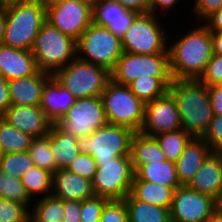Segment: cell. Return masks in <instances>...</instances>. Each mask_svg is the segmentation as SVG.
<instances>
[{
    "label": "cell",
    "instance_id": "1",
    "mask_svg": "<svg viewBox=\"0 0 222 222\" xmlns=\"http://www.w3.org/2000/svg\"><path fill=\"white\" fill-rule=\"evenodd\" d=\"M190 24L187 32L177 31L180 35H176L178 38L174 36V40L169 33L168 50L173 80H198L213 56L211 32L202 22Z\"/></svg>",
    "mask_w": 222,
    "mask_h": 222
},
{
    "label": "cell",
    "instance_id": "2",
    "mask_svg": "<svg viewBox=\"0 0 222 222\" xmlns=\"http://www.w3.org/2000/svg\"><path fill=\"white\" fill-rule=\"evenodd\" d=\"M168 91L177 103L182 128L201 138L214 116L208 87L198 80H172Z\"/></svg>",
    "mask_w": 222,
    "mask_h": 222
},
{
    "label": "cell",
    "instance_id": "3",
    "mask_svg": "<svg viewBox=\"0 0 222 222\" xmlns=\"http://www.w3.org/2000/svg\"><path fill=\"white\" fill-rule=\"evenodd\" d=\"M6 26L2 44L32 50L46 22V8L39 0H5Z\"/></svg>",
    "mask_w": 222,
    "mask_h": 222
},
{
    "label": "cell",
    "instance_id": "4",
    "mask_svg": "<svg viewBox=\"0 0 222 222\" xmlns=\"http://www.w3.org/2000/svg\"><path fill=\"white\" fill-rule=\"evenodd\" d=\"M31 51L38 70L54 75L77 57V41L46 21L37 34Z\"/></svg>",
    "mask_w": 222,
    "mask_h": 222
},
{
    "label": "cell",
    "instance_id": "5",
    "mask_svg": "<svg viewBox=\"0 0 222 222\" xmlns=\"http://www.w3.org/2000/svg\"><path fill=\"white\" fill-rule=\"evenodd\" d=\"M100 97L107 123L140 132L144 124L145 103L132 93L129 86L111 80Z\"/></svg>",
    "mask_w": 222,
    "mask_h": 222
},
{
    "label": "cell",
    "instance_id": "6",
    "mask_svg": "<svg viewBox=\"0 0 222 222\" xmlns=\"http://www.w3.org/2000/svg\"><path fill=\"white\" fill-rule=\"evenodd\" d=\"M161 22L163 19L157 15L139 14L121 38L123 51L132 54L169 53L168 32L172 30L166 28V21L165 25Z\"/></svg>",
    "mask_w": 222,
    "mask_h": 222
},
{
    "label": "cell",
    "instance_id": "7",
    "mask_svg": "<svg viewBox=\"0 0 222 222\" xmlns=\"http://www.w3.org/2000/svg\"><path fill=\"white\" fill-rule=\"evenodd\" d=\"M76 99L100 96L111 81V72L76 57L53 75Z\"/></svg>",
    "mask_w": 222,
    "mask_h": 222
},
{
    "label": "cell",
    "instance_id": "8",
    "mask_svg": "<svg viewBox=\"0 0 222 222\" xmlns=\"http://www.w3.org/2000/svg\"><path fill=\"white\" fill-rule=\"evenodd\" d=\"M134 132L127 127L107 123L92 134L78 138L80 153L90 154L96 162H107L119 156H131Z\"/></svg>",
    "mask_w": 222,
    "mask_h": 222
},
{
    "label": "cell",
    "instance_id": "9",
    "mask_svg": "<svg viewBox=\"0 0 222 222\" xmlns=\"http://www.w3.org/2000/svg\"><path fill=\"white\" fill-rule=\"evenodd\" d=\"M121 38L104 26L91 23L77 41V57L108 69H114L123 54Z\"/></svg>",
    "mask_w": 222,
    "mask_h": 222
},
{
    "label": "cell",
    "instance_id": "10",
    "mask_svg": "<svg viewBox=\"0 0 222 222\" xmlns=\"http://www.w3.org/2000/svg\"><path fill=\"white\" fill-rule=\"evenodd\" d=\"M92 180L95 196L108 200H123L130 194L135 172L131 156H119L107 162H96Z\"/></svg>",
    "mask_w": 222,
    "mask_h": 222
},
{
    "label": "cell",
    "instance_id": "11",
    "mask_svg": "<svg viewBox=\"0 0 222 222\" xmlns=\"http://www.w3.org/2000/svg\"><path fill=\"white\" fill-rule=\"evenodd\" d=\"M140 77L172 78L169 53L132 54L123 52L111 71V80L119 85L128 86Z\"/></svg>",
    "mask_w": 222,
    "mask_h": 222
},
{
    "label": "cell",
    "instance_id": "12",
    "mask_svg": "<svg viewBox=\"0 0 222 222\" xmlns=\"http://www.w3.org/2000/svg\"><path fill=\"white\" fill-rule=\"evenodd\" d=\"M107 124L100 96L76 99L57 125L68 134L84 137Z\"/></svg>",
    "mask_w": 222,
    "mask_h": 222
},
{
    "label": "cell",
    "instance_id": "13",
    "mask_svg": "<svg viewBox=\"0 0 222 222\" xmlns=\"http://www.w3.org/2000/svg\"><path fill=\"white\" fill-rule=\"evenodd\" d=\"M92 0H67L46 9V21L78 41L92 23Z\"/></svg>",
    "mask_w": 222,
    "mask_h": 222
},
{
    "label": "cell",
    "instance_id": "14",
    "mask_svg": "<svg viewBox=\"0 0 222 222\" xmlns=\"http://www.w3.org/2000/svg\"><path fill=\"white\" fill-rule=\"evenodd\" d=\"M219 202L186 186L174 191L170 207L171 222H204L217 209Z\"/></svg>",
    "mask_w": 222,
    "mask_h": 222
},
{
    "label": "cell",
    "instance_id": "15",
    "mask_svg": "<svg viewBox=\"0 0 222 222\" xmlns=\"http://www.w3.org/2000/svg\"><path fill=\"white\" fill-rule=\"evenodd\" d=\"M181 128L178 106L169 91L161 97L145 103L144 124L140 130L142 134L154 137Z\"/></svg>",
    "mask_w": 222,
    "mask_h": 222
},
{
    "label": "cell",
    "instance_id": "16",
    "mask_svg": "<svg viewBox=\"0 0 222 222\" xmlns=\"http://www.w3.org/2000/svg\"><path fill=\"white\" fill-rule=\"evenodd\" d=\"M92 23L104 26L122 38L138 12L123 7L117 0L92 1Z\"/></svg>",
    "mask_w": 222,
    "mask_h": 222
},
{
    "label": "cell",
    "instance_id": "17",
    "mask_svg": "<svg viewBox=\"0 0 222 222\" xmlns=\"http://www.w3.org/2000/svg\"><path fill=\"white\" fill-rule=\"evenodd\" d=\"M1 118L33 138L46 136L53 125L39 105H11Z\"/></svg>",
    "mask_w": 222,
    "mask_h": 222
},
{
    "label": "cell",
    "instance_id": "18",
    "mask_svg": "<svg viewBox=\"0 0 222 222\" xmlns=\"http://www.w3.org/2000/svg\"><path fill=\"white\" fill-rule=\"evenodd\" d=\"M187 186L220 202L222 199V153L211 152Z\"/></svg>",
    "mask_w": 222,
    "mask_h": 222
},
{
    "label": "cell",
    "instance_id": "19",
    "mask_svg": "<svg viewBox=\"0 0 222 222\" xmlns=\"http://www.w3.org/2000/svg\"><path fill=\"white\" fill-rule=\"evenodd\" d=\"M51 195L67 201H78L95 196L92 181L68 169H58L52 174Z\"/></svg>",
    "mask_w": 222,
    "mask_h": 222
},
{
    "label": "cell",
    "instance_id": "20",
    "mask_svg": "<svg viewBox=\"0 0 222 222\" xmlns=\"http://www.w3.org/2000/svg\"><path fill=\"white\" fill-rule=\"evenodd\" d=\"M76 98L52 75L43 85L40 107L47 118L57 124L74 104Z\"/></svg>",
    "mask_w": 222,
    "mask_h": 222
},
{
    "label": "cell",
    "instance_id": "21",
    "mask_svg": "<svg viewBox=\"0 0 222 222\" xmlns=\"http://www.w3.org/2000/svg\"><path fill=\"white\" fill-rule=\"evenodd\" d=\"M31 50H21L0 44V76L12 80L38 72Z\"/></svg>",
    "mask_w": 222,
    "mask_h": 222
},
{
    "label": "cell",
    "instance_id": "22",
    "mask_svg": "<svg viewBox=\"0 0 222 222\" xmlns=\"http://www.w3.org/2000/svg\"><path fill=\"white\" fill-rule=\"evenodd\" d=\"M211 153L209 145L202 138L192 137L185 145L176 163L177 178L181 186H186Z\"/></svg>",
    "mask_w": 222,
    "mask_h": 222
},
{
    "label": "cell",
    "instance_id": "23",
    "mask_svg": "<svg viewBox=\"0 0 222 222\" xmlns=\"http://www.w3.org/2000/svg\"><path fill=\"white\" fill-rule=\"evenodd\" d=\"M51 76L38 71L28 77L9 80L11 105H40L43 85Z\"/></svg>",
    "mask_w": 222,
    "mask_h": 222
},
{
    "label": "cell",
    "instance_id": "24",
    "mask_svg": "<svg viewBox=\"0 0 222 222\" xmlns=\"http://www.w3.org/2000/svg\"><path fill=\"white\" fill-rule=\"evenodd\" d=\"M49 140L55 158L56 171L67 167L80 154L78 137L63 131L57 124H53L49 131Z\"/></svg>",
    "mask_w": 222,
    "mask_h": 222
},
{
    "label": "cell",
    "instance_id": "25",
    "mask_svg": "<svg viewBox=\"0 0 222 222\" xmlns=\"http://www.w3.org/2000/svg\"><path fill=\"white\" fill-rule=\"evenodd\" d=\"M130 155L134 172L150 162L167 160L155 137L147 136L141 132H134L132 136Z\"/></svg>",
    "mask_w": 222,
    "mask_h": 222
},
{
    "label": "cell",
    "instance_id": "26",
    "mask_svg": "<svg viewBox=\"0 0 222 222\" xmlns=\"http://www.w3.org/2000/svg\"><path fill=\"white\" fill-rule=\"evenodd\" d=\"M174 191V188L159 183L133 180L130 194L136 200L170 210Z\"/></svg>",
    "mask_w": 222,
    "mask_h": 222
},
{
    "label": "cell",
    "instance_id": "27",
    "mask_svg": "<svg viewBox=\"0 0 222 222\" xmlns=\"http://www.w3.org/2000/svg\"><path fill=\"white\" fill-rule=\"evenodd\" d=\"M133 180L159 183L175 190L181 186L177 178L176 163L168 160L142 165L135 172Z\"/></svg>",
    "mask_w": 222,
    "mask_h": 222
},
{
    "label": "cell",
    "instance_id": "28",
    "mask_svg": "<svg viewBox=\"0 0 222 222\" xmlns=\"http://www.w3.org/2000/svg\"><path fill=\"white\" fill-rule=\"evenodd\" d=\"M129 222H171L170 210L136 200L131 194L124 198Z\"/></svg>",
    "mask_w": 222,
    "mask_h": 222
},
{
    "label": "cell",
    "instance_id": "29",
    "mask_svg": "<svg viewBox=\"0 0 222 222\" xmlns=\"http://www.w3.org/2000/svg\"><path fill=\"white\" fill-rule=\"evenodd\" d=\"M21 181L32 201L50 196L52 193V173L45 169L33 166L23 174Z\"/></svg>",
    "mask_w": 222,
    "mask_h": 222
},
{
    "label": "cell",
    "instance_id": "30",
    "mask_svg": "<svg viewBox=\"0 0 222 222\" xmlns=\"http://www.w3.org/2000/svg\"><path fill=\"white\" fill-rule=\"evenodd\" d=\"M64 200L53 195L34 200L30 209L32 222H63Z\"/></svg>",
    "mask_w": 222,
    "mask_h": 222
},
{
    "label": "cell",
    "instance_id": "31",
    "mask_svg": "<svg viewBox=\"0 0 222 222\" xmlns=\"http://www.w3.org/2000/svg\"><path fill=\"white\" fill-rule=\"evenodd\" d=\"M172 80V78L140 77L132 81L128 86L137 98L147 103L164 95L168 91Z\"/></svg>",
    "mask_w": 222,
    "mask_h": 222
},
{
    "label": "cell",
    "instance_id": "32",
    "mask_svg": "<svg viewBox=\"0 0 222 222\" xmlns=\"http://www.w3.org/2000/svg\"><path fill=\"white\" fill-rule=\"evenodd\" d=\"M33 137L0 118V145L3 154L26 152L31 146Z\"/></svg>",
    "mask_w": 222,
    "mask_h": 222
},
{
    "label": "cell",
    "instance_id": "33",
    "mask_svg": "<svg viewBox=\"0 0 222 222\" xmlns=\"http://www.w3.org/2000/svg\"><path fill=\"white\" fill-rule=\"evenodd\" d=\"M168 161L176 162L192 138L183 128L154 136Z\"/></svg>",
    "mask_w": 222,
    "mask_h": 222
},
{
    "label": "cell",
    "instance_id": "34",
    "mask_svg": "<svg viewBox=\"0 0 222 222\" xmlns=\"http://www.w3.org/2000/svg\"><path fill=\"white\" fill-rule=\"evenodd\" d=\"M28 153L34 162V166L45 169L52 174L56 171L55 158L50 146L49 132L46 136L33 138Z\"/></svg>",
    "mask_w": 222,
    "mask_h": 222
},
{
    "label": "cell",
    "instance_id": "35",
    "mask_svg": "<svg viewBox=\"0 0 222 222\" xmlns=\"http://www.w3.org/2000/svg\"><path fill=\"white\" fill-rule=\"evenodd\" d=\"M0 197L9 201L32 205V200L28 197L21 178L10 176L0 170Z\"/></svg>",
    "mask_w": 222,
    "mask_h": 222
},
{
    "label": "cell",
    "instance_id": "36",
    "mask_svg": "<svg viewBox=\"0 0 222 222\" xmlns=\"http://www.w3.org/2000/svg\"><path fill=\"white\" fill-rule=\"evenodd\" d=\"M33 166L28 151L2 154L0 157V170L17 178H21Z\"/></svg>",
    "mask_w": 222,
    "mask_h": 222
},
{
    "label": "cell",
    "instance_id": "37",
    "mask_svg": "<svg viewBox=\"0 0 222 222\" xmlns=\"http://www.w3.org/2000/svg\"><path fill=\"white\" fill-rule=\"evenodd\" d=\"M31 206L0 197V222H29Z\"/></svg>",
    "mask_w": 222,
    "mask_h": 222
},
{
    "label": "cell",
    "instance_id": "38",
    "mask_svg": "<svg viewBox=\"0 0 222 222\" xmlns=\"http://www.w3.org/2000/svg\"><path fill=\"white\" fill-rule=\"evenodd\" d=\"M107 198L93 196L80 202V222H100V216Z\"/></svg>",
    "mask_w": 222,
    "mask_h": 222
},
{
    "label": "cell",
    "instance_id": "39",
    "mask_svg": "<svg viewBox=\"0 0 222 222\" xmlns=\"http://www.w3.org/2000/svg\"><path fill=\"white\" fill-rule=\"evenodd\" d=\"M100 222H129L124 199L108 200L102 209Z\"/></svg>",
    "mask_w": 222,
    "mask_h": 222
},
{
    "label": "cell",
    "instance_id": "40",
    "mask_svg": "<svg viewBox=\"0 0 222 222\" xmlns=\"http://www.w3.org/2000/svg\"><path fill=\"white\" fill-rule=\"evenodd\" d=\"M67 169L92 181L97 170V163L90 154L80 153Z\"/></svg>",
    "mask_w": 222,
    "mask_h": 222
},
{
    "label": "cell",
    "instance_id": "41",
    "mask_svg": "<svg viewBox=\"0 0 222 222\" xmlns=\"http://www.w3.org/2000/svg\"><path fill=\"white\" fill-rule=\"evenodd\" d=\"M201 138L209 145L211 152L222 153V116H213Z\"/></svg>",
    "mask_w": 222,
    "mask_h": 222
},
{
    "label": "cell",
    "instance_id": "42",
    "mask_svg": "<svg viewBox=\"0 0 222 222\" xmlns=\"http://www.w3.org/2000/svg\"><path fill=\"white\" fill-rule=\"evenodd\" d=\"M198 81L207 87L222 84V55L213 54Z\"/></svg>",
    "mask_w": 222,
    "mask_h": 222
},
{
    "label": "cell",
    "instance_id": "43",
    "mask_svg": "<svg viewBox=\"0 0 222 222\" xmlns=\"http://www.w3.org/2000/svg\"><path fill=\"white\" fill-rule=\"evenodd\" d=\"M193 4L190 5L191 17L195 16L194 22H203L208 16L215 11H218L222 7V0H194ZM193 7V8H192ZM194 15H192V13ZM202 20V21H201Z\"/></svg>",
    "mask_w": 222,
    "mask_h": 222
},
{
    "label": "cell",
    "instance_id": "44",
    "mask_svg": "<svg viewBox=\"0 0 222 222\" xmlns=\"http://www.w3.org/2000/svg\"><path fill=\"white\" fill-rule=\"evenodd\" d=\"M180 3L183 4V0H149V7H150L149 13L157 16H160L159 13L161 15L163 13L164 14L163 16L165 17L166 14L168 15L169 12L173 13V10L177 12V10H179L178 7H180L179 6ZM175 7L177 8V10Z\"/></svg>",
    "mask_w": 222,
    "mask_h": 222
},
{
    "label": "cell",
    "instance_id": "45",
    "mask_svg": "<svg viewBox=\"0 0 222 222\" xmlns=\"http://www.w3.org/2000/svg\"><path fill=\"white\" fill-rule=\"evenodd\" d=\"M208 93L213 114L222 116V84L209 86Z\"/></svg>",
    "mask_w": 222,
    "mask_h": 222
},
{
    "label": "cell",
    "instance_id": "46",
    "mask_svg": "<svg viewBox=\"0 0 222 222\" xmlns=\"http://www.w3.org/2000/svg\"><path fill=\"white\" fill-rule=\"evenodd\" d=\"M65 217L63 222H80V202L64 200Z\"/></svg>",
    "mask_w": 222,
    "mask_h": 222
},
{
    "label": "cell",
    "instance_id": "47",
    "mask_svg": "<svg viewBox=\"0 0 222 222\" xmlns=\"http://www.w3.org/2000/svg\"><path fill=\"white\" fill-rule=\"evenodd\" d=\"M11 106L8 80L0 76V118Z\"/></svg>",
    "mask_w": 222,
    "mask_h": 222
},
{
    "label": "cell",
    "instance_id": "48",
    "mask_svg": "<svg viewBox=\"0 0 222 222\" xmlns=\"http://www.w3.org/2000/svg\"><path fill=\"white\" fill-rule=\"evenodd\" d=\"M210 32H222V7L202 22Z\"/></svg>",
    "mask_w": 222,
    "mask_h": 222
},
{
    "label": "cell",
    "instance_id": "49",
    "mask_svg": "<svg viewBox=\"0 0 222 222\" xmlns=\"http://www.w3.org/2000/svg\"><path fill=\"white\" fill-rule=\"evenodd\" d=\"M123 7L139 14L149 13V0H117Z\"/></svg>",
    "mask_w": 222,
    "mask_h": 222
},
{
    "label": "cell",
    "instance_id": "50",
    "mask_svg": "<svg viewBox=\"0 0 222 222\" xmlns=\"http://www.w3.org/2000/svg\"><path fill=\"white\" fill-rule=\"evenodd\" d=\"M213 54L222 55V32H211Z\"/></svg>",
    "mask_w": 222,
    "mask_h": 222
},
{
    "label": "cell",
    "instance_id": "51",
    "mask_svg": "<svg viewBox=\"0 0 222 222\" xmlns=\"http://www.w3.org/2000/svg\"><path fill=\"white\" fill-rule=\"evenodd\" d=\"M6 26L5 0H0V44L4 37Z\"/></svg>",
    "mask_w": 222,
    "mask_h": 222
},
{
    "label": "cell",
    "instance_id": "52",
    "mask_svg": "<svg viewBox=\"0 0 222 222\" xmlns=\"http://www.w3.org/2000/svg\"><path fill=\"white\" fill-rule=\"evenodd\" d=\"M204 222H222V210L218 208L207 220Z\"/></svg>",
    "mask_w": 222,
    "mask_h": 222
},
{
    "label": "cell",
    "instance_id": "53",
    "mask_svg": "<svg viewBox=\"0 0 222 222\" xmlns=\"http://www.w3.org/2000/svg\"><path fill=\"white\" fill-rule=\"evenodd\" d=\"M43 5L44 7L47 9L49 8L50 6H53L57 3H60V2H64V1H67V0H39Z\"/></svg>",
    "mask_w": 222,
    "mask_h": 222
},
{
    "label": "cell",
    "instance_id": "54",
    "mask_svg": "<svg viewBox=\"0 0 222 222\" xmlns=\"http://www.w3.org/2000/svg\"><path fill=\"white\" fill-rule=\"evenodd\" d=\"M219 208L222 210V199L219 202Z\"/></svg>",
    "mask_w": 222,
    "mask_h": 222
},
{
    "label": "cell",
    "instance_id": "55",
    "mask_svg": "<svg viewBox=\"0 0 222 222\" xmlns=\"http://www.w3.org/2000/svg\"><path fill=\"white\" fill-rule=\"evenodd\" d=\"M3 152L1 150V145H0V157L2 156Z\"/></svg>",
    "mask_w": 222,
    "mask_h": 222
}]
</instances>
